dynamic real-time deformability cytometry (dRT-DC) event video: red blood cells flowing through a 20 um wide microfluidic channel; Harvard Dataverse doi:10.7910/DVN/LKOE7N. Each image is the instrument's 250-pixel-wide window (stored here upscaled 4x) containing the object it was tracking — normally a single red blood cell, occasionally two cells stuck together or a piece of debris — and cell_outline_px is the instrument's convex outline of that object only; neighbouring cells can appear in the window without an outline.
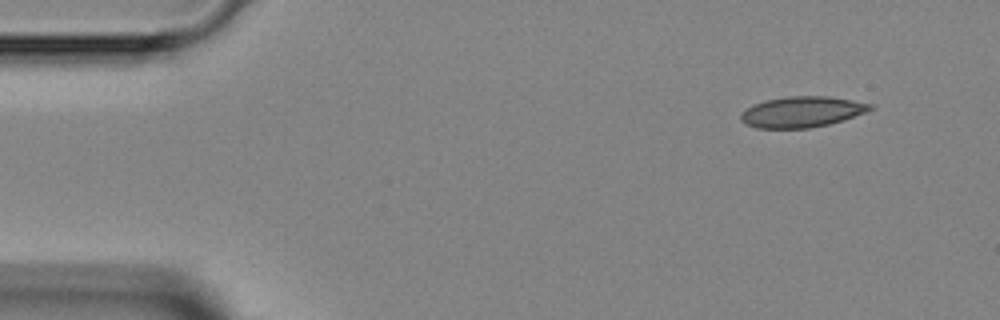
{"species": "Egyptian fruit bat (a non-hibernating species)", "species_latin": "Rousettus aegyptiacus", "temperature_condition": "room temperature", "stored_images_in_passage": 6, "camera_frame_rate_fps": 3000, "um_per_image_px": 0.085, "animal": {"sex": "female"}, "frame": {"image": 1, "passage_image": 1, "time_ms": 0.0, "image_size_px": [1000, 320], "cell_outline_px": [[876, 108], [844, 120], [828, 124], [808, 128], [756, 128], [740, 120], [740, 112], [752, 104], [764, 100], [784, 96], [828, 96], [876, 104]], "centroid_in_image_um": [68.17, 9.49], "position_along_channel_um": 16.8, "area_um2": 23.52}}
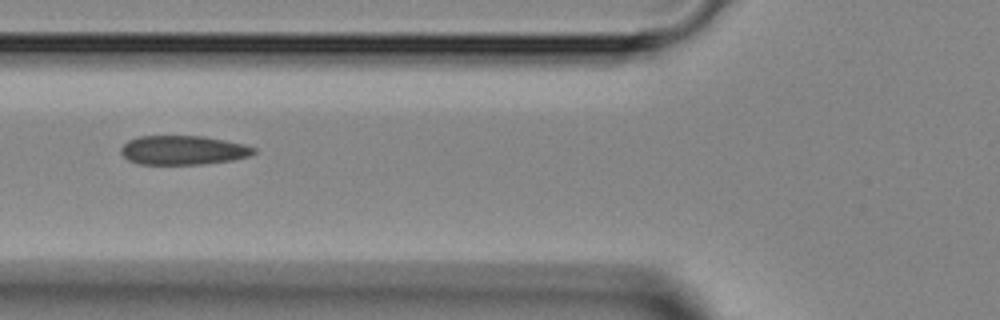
{"frame": {"image": 2, "passage_image": 4, "time_ms": 4.333, "image_size_px": [1000, 320], "cell_outline_px": [[256, 152], [248, 156], [232, 160], [204, 164], [140, 164], [128, 160], [120, 152], [120, 148], [128, 140], [140, 136], [204, 136], [244, 144], [256, 148]], "centroid_in_image_um": [15.56, 12.76], "position_along_channel_um": 110.2, "area_um2": 22.54}}
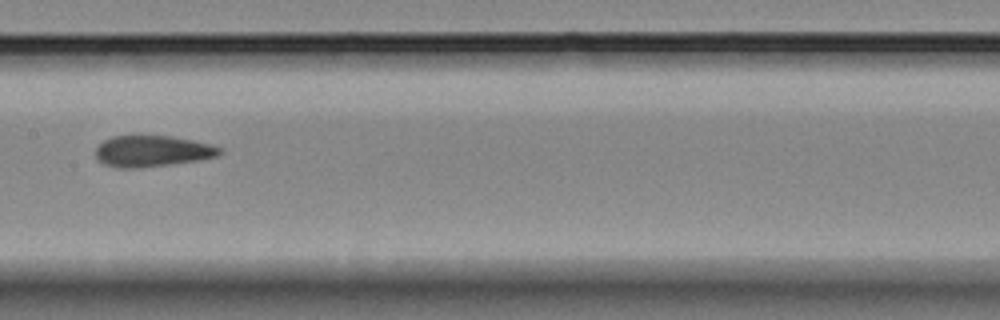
{"frame": {"image": 3, "passage_image": 6, "time_ms": 6.333, "image_size_px": [1000, 320], "cell_outline_px": [[224, 152], [216, 156], [200, 160], [140, 168], [120, 168], [104, 164], [96, 156], [96, 148], [104, 140], [112, 136], [168, 136], [192, 140], [212, 144], [220, 148]], "centroid_in_image_um": [12.96, 12.85], "position_along_channel_um": 194.4, "area_um2": 22.43}}